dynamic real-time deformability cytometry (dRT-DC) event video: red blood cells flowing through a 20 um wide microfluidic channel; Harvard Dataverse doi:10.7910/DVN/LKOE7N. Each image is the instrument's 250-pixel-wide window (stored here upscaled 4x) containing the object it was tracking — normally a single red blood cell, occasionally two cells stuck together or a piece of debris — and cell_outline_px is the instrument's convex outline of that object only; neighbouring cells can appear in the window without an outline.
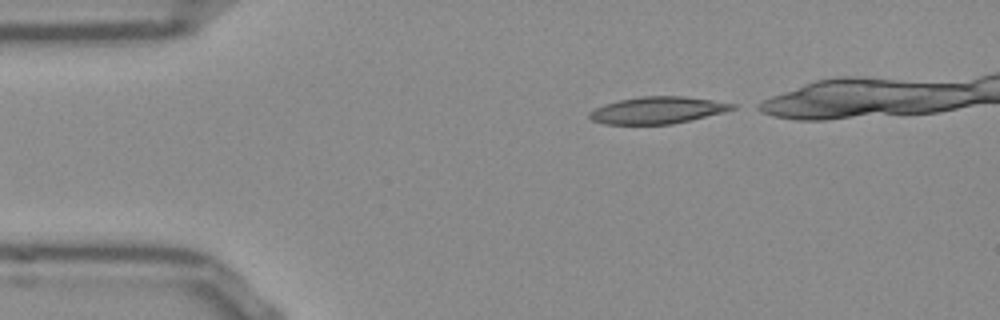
{"species": "Egyptian fruit bat (a non-hibernating species)", "species_latin": "Rousettus aegyptiacus", "temperature_condition": "room temperature", "stored_images_in_passage": 34, "camera_frame_rate_fps": 3000, "um_per_image_px": 0.085, "frame": {"image": 1, "passage_image": 1, "time_ms": 0.0, "image_size_px": [1000, 320], "cell_outline_px": [[736, 108], [724, 112], [672, 124], [604, 124], [592, 120], [588, 116], [588, 112], [604, 104], [620, 100], [640, 96], [684, 96], [712, 100], [736, 104]], "centroid_in_image_um": [55.88, 9.36], "position_along_channel_um": 29.1, "area_um2": 22.31}}
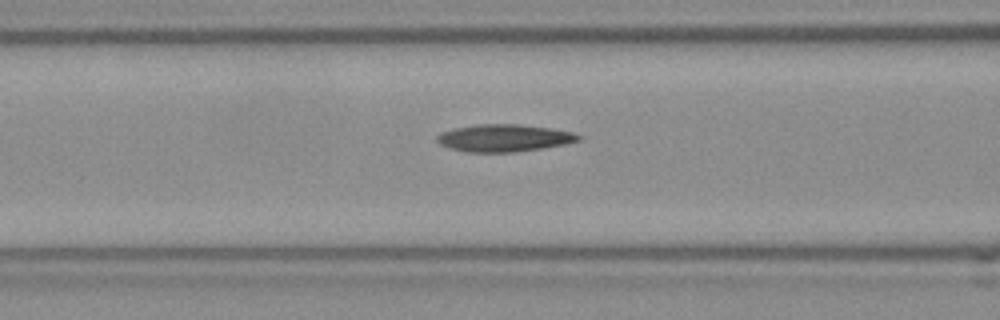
{"frame": {"image": 2, "passage_image": 12, "time_ms": 3.667, "image_size_px": [1000, 320], "cell_outline_px": [[584, 136], [580, 140], [568, 144], [544, 148], [516, 152], [468, 152], [448, 148], [440, 144], [436, 140], [436, 136], [440, 132], [456, 128], [476, 124], [520, 124], [552, 128], [572, 132]], "centroid_in_image_um": [42.88, 11.73], "position_along_channel_um": 123.7, "area_um2": 22.83}}
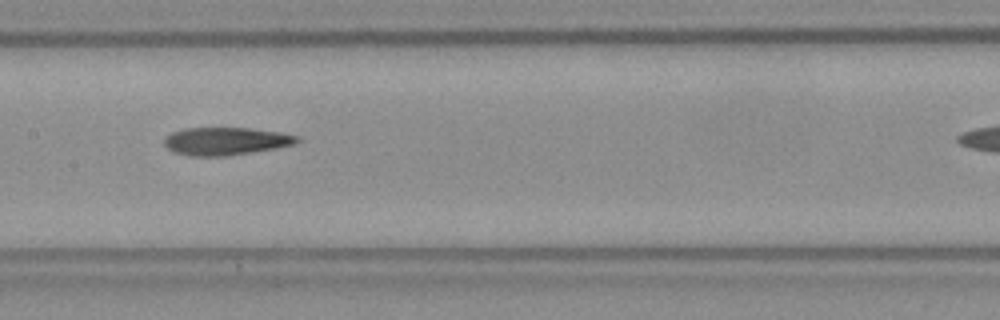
{"frame": {"image": 3, "passage_image": 17, "time_ms": 5.333, "image_size_px": [1000, 320], "cell_outline_px": [[300, 140], [292, 144], [276, 148], [224, 156], [188, 156], [172, 152], [164, 144], [164, 136], [172, 132], [184, 128], [248, 128], [280, 132], [300, 136]], "centroid_in_image_um": [19.14, 11.99], "position_along_channel_um": 188.3, "area_um2": 21.5}}